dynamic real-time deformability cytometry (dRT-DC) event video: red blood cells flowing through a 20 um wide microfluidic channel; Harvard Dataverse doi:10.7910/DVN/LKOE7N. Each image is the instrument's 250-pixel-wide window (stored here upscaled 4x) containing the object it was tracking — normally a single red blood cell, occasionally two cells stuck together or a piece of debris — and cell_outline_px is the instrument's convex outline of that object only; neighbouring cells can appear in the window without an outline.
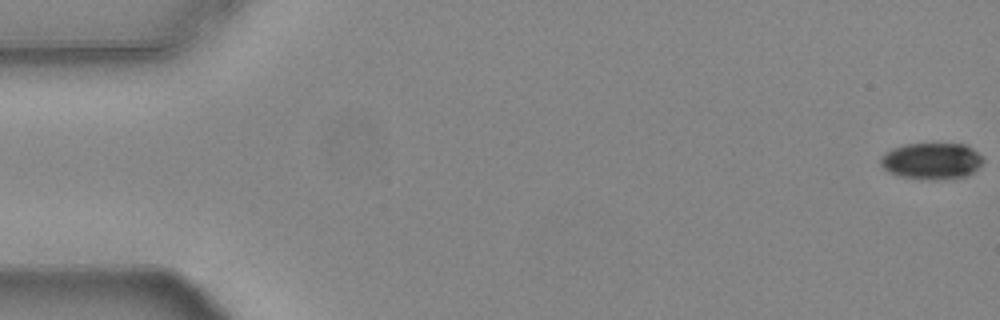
{"species": "common noctule bat (a hibernating species)", "species_latin": "Nyctalus noctula", "temperature_condition": "warm", "stored_images_in_passage": 56, "camera_frame_rate_fps": 3000, "um_per_image_px": 0.085, "animal": {"sex": "female", "body_mass_g": 24.6, "forearm_length_mm": 56.2}, "frame": {"image": 1, "passage_image": 1, "time_ms": 0.0, "image_size_px": [1000, 320], "cell_outline_px": [[984, 160], [980, 168], [968, 176], [936, 180], [924, 180], [900, 176], [888, 172], [880, 164], [880, 156], [884, 152], [892, 148], [908, 144], [964, 144], [972, 148], [984, 156]], "centroid_in_image_um": [79.21, 13.7], "position_along_channel_um": 5.8, "area_um2": 22.2}}
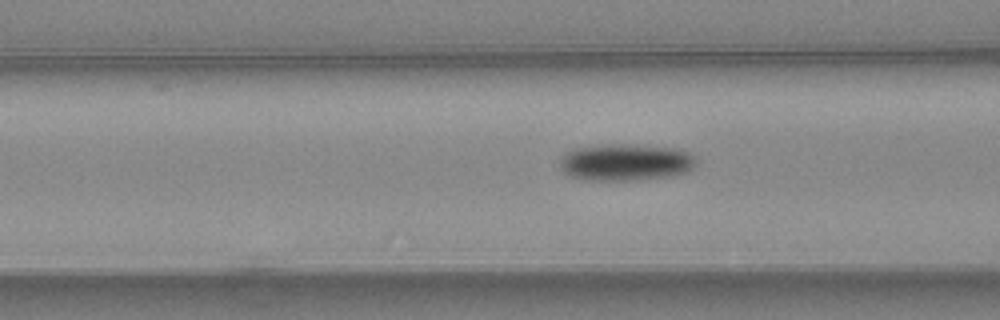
{"frame": {"image": 2, "passage_image": 22, "time_ms": 7.0, "image_size_px": [1000, 320], "cell_outline_px": [[696, 164], [688, 172], [672, 176], [640, 180], [580, 180], [568, 176], [560, 168], [560, 160], [572, 148], [600, 144], [624, 144], [680, 148], [688, 152], [696, 160]], "centroid_in_image_um": [53.17, 13.8], "position_along_channel_um": 113.4, "area_um2": 29.77}}
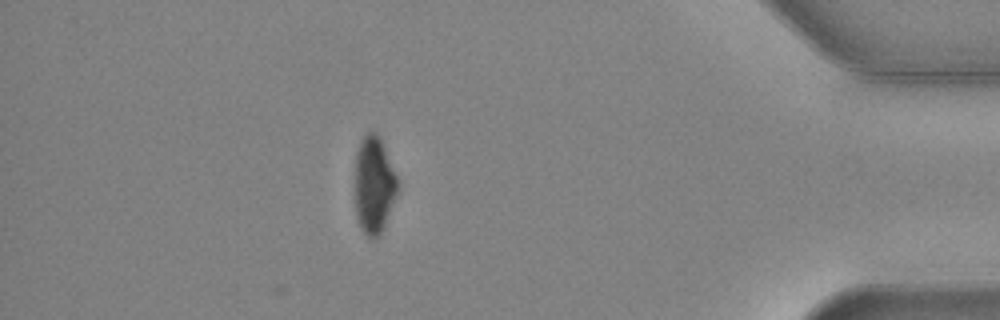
{"frame": {"image": 3, "passage_image": 49, "time_ms": 16.0, "image_size_px": [1000, 320], "cell_outline_px": [[400, 188], [384, 228], [380, 236], [368, 236], [360, 228], [356, 216], [356, 152], [360, 140], [368, 132], [376, 132], [380, 136], [400, 184]], "centroid_in_image_um": [31.82, 15.72], "position_along_channel_um": 403.4, "area_um2": 24.33}, "authors_computed_cell_mechanics": {"area_um2": 25.6632, "velocity_mm_per_s": 3.7571, "shape_relaxation_time_tau1_ms": 2.7518, "shape_relaxation_time_tau2_ms": null, "deformation_change_tau1": 0.1139, "deformation_change_tau2": null}}